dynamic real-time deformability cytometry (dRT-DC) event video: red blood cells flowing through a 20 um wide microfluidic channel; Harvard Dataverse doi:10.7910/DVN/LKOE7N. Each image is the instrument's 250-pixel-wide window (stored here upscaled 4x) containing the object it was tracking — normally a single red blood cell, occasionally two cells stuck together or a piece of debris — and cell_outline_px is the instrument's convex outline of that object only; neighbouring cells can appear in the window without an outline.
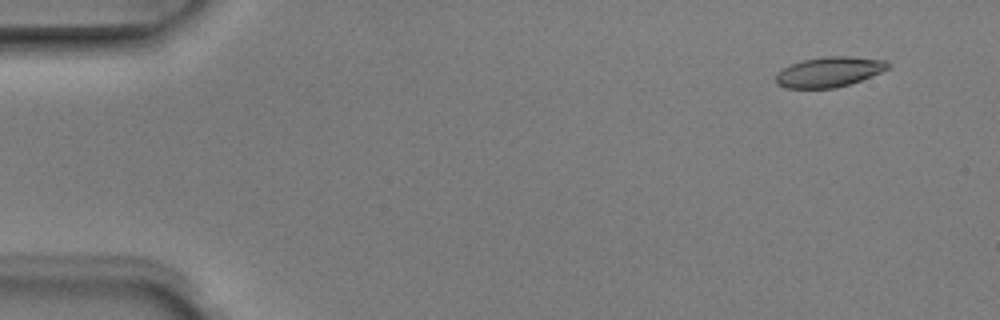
{"species": "Egyptian fruit bat (a non-hibernating species)", "species_latin": "Rousettus aegyptiacus", "temperature_condition": "room temperature", "stored_images_in_passage": 5, "camera_frame_rate_fps": 3000, "um_per_image_px": 0.085, "animal": {"sex": "male"}, "frame": {"image": 1, "passage_image": 1, "time_ms": 0.0, "image_size_px": [1000, 320], "cell_outline_px": [[888, 68], [880, 72], [860, 80], [836, 88], [784, 88], [776, 84], [776, 72], [792, 64], [804, 60], [824, 56], [848, 56], [884, 60], [888, 64]], "centroid_in_image_um": [70.42, 6.12], "position_along_channel_um": 14.6, "area_um2": 19.42}}
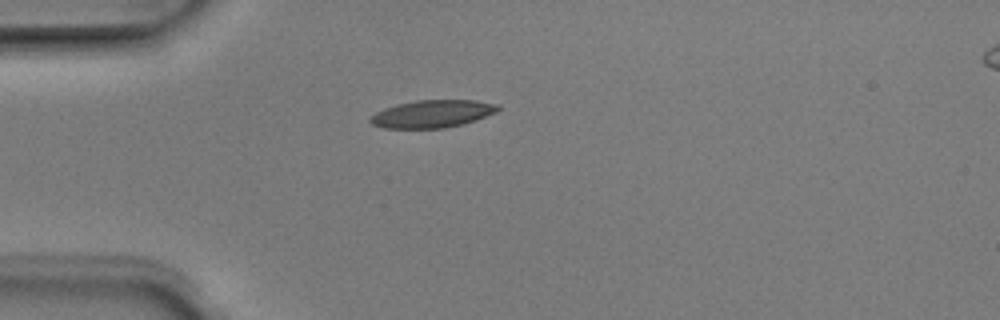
{"frame": {"image": 2, "passage_image": 4, "time_ms": 1.0, "image_size_px": [1000, 320], "cell_outline_px": [[500, 108], [496, 112], [460, 124], [444, 128], [384, 128], [372, 124], [368, 120], [376, 112], [384, 108], [396, 104], [416, 100], [476, 100], [500, 104]], "centroid_in_image_um": [36.72, 9.66], "position_along_channel_um": 48.3, "area_um2": 20.35}}